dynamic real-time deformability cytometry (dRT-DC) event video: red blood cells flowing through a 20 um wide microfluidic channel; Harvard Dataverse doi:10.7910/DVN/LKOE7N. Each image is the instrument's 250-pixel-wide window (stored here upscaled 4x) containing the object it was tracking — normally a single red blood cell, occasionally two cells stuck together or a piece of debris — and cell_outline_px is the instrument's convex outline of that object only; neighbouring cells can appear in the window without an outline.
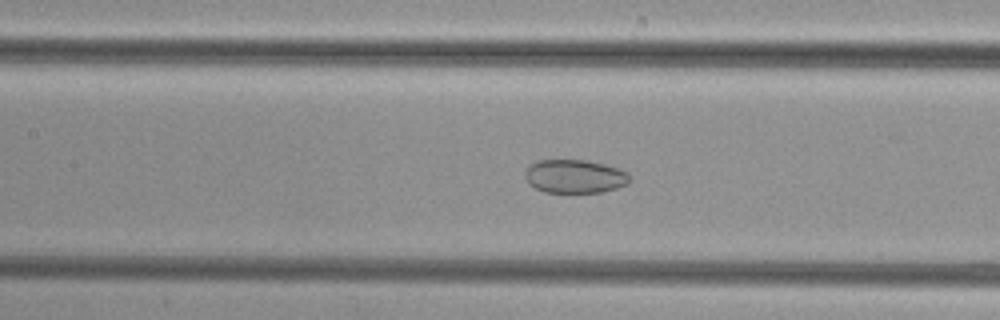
{"species": "common noctule bat (a hibernating species)", "species_latin": "Nyctalus noctula", "temperature_condition": "cold", "stored_images_in_passage": 30, "camera_frame_rate_fps": 3000, "um_per_image_px": 0.085, "animal": {"sex": "female", "body_mass_g": 29.2, "forearm_length_mm": 56.3}, "frame": {"image": 1, "passage_image": 8, "time_ms": 2.333, "image_size_px": [1000, 320], "cell_outline_px": [[632, 180], [628, 184], [616, 188], [600, 192], [544, 192], [528, 184], [524, 176], [524, 172], [528, 164], [536, 160], [588, 160], [604, 164], [628, 172]], "centroid_in_image_um": [48.83, 14.98], "position_along_channel_um": 158.6, "area_um2": 20.69}}
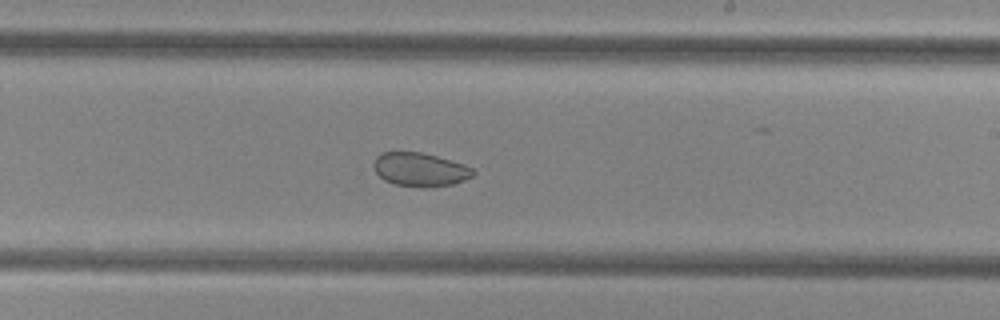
{"frame": {"image": 2, "passage_image": 15, "time_ms": 4.667, "image_size_px": [1000, 320], "cell_outline_px": [[476, 172], [472, 176], [464, 180], [452, 184], [424, 188], [396, 184], [384, 180], [376, 172], [372, 164], [376, 156], [380, 152], [420, 152], [436, 156], [464, 164], [472, 168]], "centroid_in_image_um": [35.69, 14.41], "position_along_channel_um": 253.3, "area_um2": 19.48}}
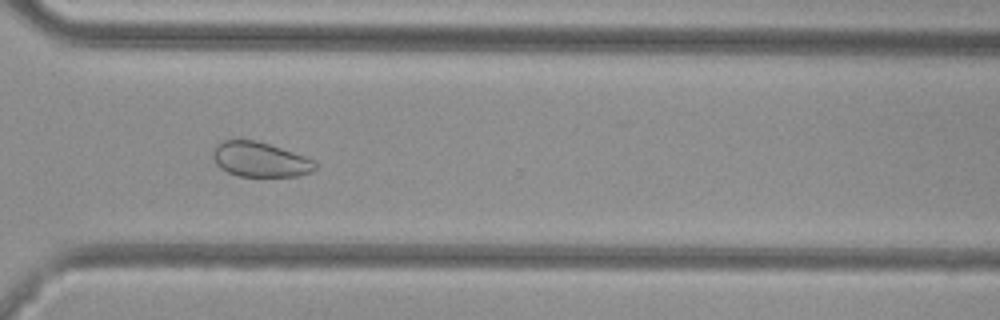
{"frame": {"image": 3, "passage_image": 22, "time_ms": 7.0, "image_size_px": [1000, 320], "cell_outline_px": [[316, 168], [312, 172], [300, 176], [236, 176], [220, 168], [216, 164], [212, 156], [212, 152], [216, 144], [224, 140], [256, 140], [316, 160]], "centroid_in_image_um": [22.1, 13.57], "position_along_channel_um": 348.5, "area_um2": 20.81}}